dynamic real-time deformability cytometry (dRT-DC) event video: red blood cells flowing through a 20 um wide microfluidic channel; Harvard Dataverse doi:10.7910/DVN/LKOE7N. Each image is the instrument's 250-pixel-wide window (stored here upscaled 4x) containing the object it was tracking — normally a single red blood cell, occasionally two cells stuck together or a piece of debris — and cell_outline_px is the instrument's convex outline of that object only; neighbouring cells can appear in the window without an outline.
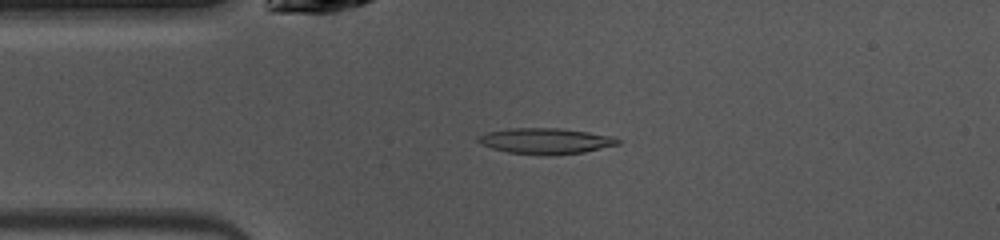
{"species": "common noctule bat (a hibernating species)", "species_latin": "Nyctalus noctula", "temperature_condition": "warm", "stored_images_in_passage": 47, "camera_frame_rate_fps": 3000, "um_per_image_px": 0.085, "animal": {"sex": "female", "body_mass_g": 10.0, "forearm_length_mm": 53.1}, "frame": {"image": 1, "passage_image": 9, "time_ms": 2.667, "image_size_px": [1000, 240], "cell_outline_px": [[620, 144], [584, 152], [552, 156], [508, 152], [492, 148], [476, 140], [476, 136], [488, 132], [512, 128], [560, 128], [588, 132], [612, 136], [620, 140]], "centroid_in_image_um": [46.4, 11.99], "position_along_channel_um": 38.6, "area_um2": 20.98}}
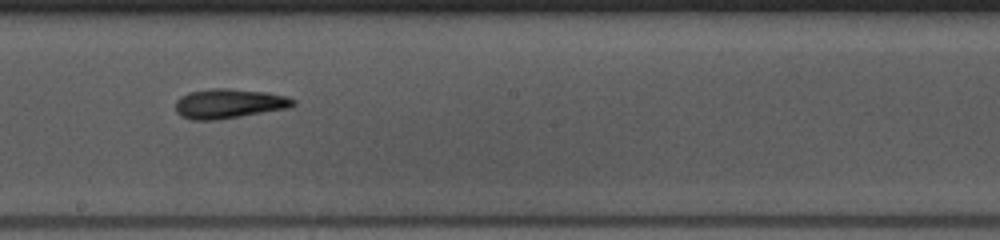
{"frame": {"image": 2, "passage_image": 24, "time_ms": 7.667, "image_size_px": [1000, 240], "cell_outline_px": [[296, 104], [288, 108], [216, 120], [192, 120], [180, 116], [176, 112], [176, 100], [180, 96], [188, 92], [212, 88], [228, 88], [268, 92], [288, 96], [296, 100]], "centroid_in_image_um": [19.46, 8.8], "position_along_channel_um": 228.7, "area_um2": 20.46}}
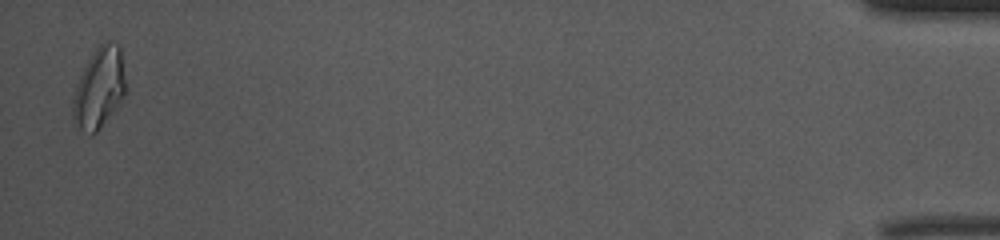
{"frame": {"image": 3, "passage_image": 46, "time_ms": 15.0, "image_size_px": [1000, 240], "cell_outline_px": [[124, 92], [116, 108], [96, 132], [92, 136], [88, 136], [72, 124], [72, 100], [76, 84], [88, 60], [96, 48], [104, 40], [108, 40], [120, 44], [124, 76]], "centroid_in_image_um": [8.38, 7.51], "position_along_channel_um": 426.8, "area_um2": 24.85}, "authors_computed_cell_mechanics": {"area_um2": 19.7676, "velocity_mm_per_s": 4.0624, "shape_relaxation_time_tau1_ms": 2.6514, "shape_relaxation_time_tau2_ms": 4.063, "deformation_change_tau1": 0.1833, "deformation_change_tau2": 0.1501}}